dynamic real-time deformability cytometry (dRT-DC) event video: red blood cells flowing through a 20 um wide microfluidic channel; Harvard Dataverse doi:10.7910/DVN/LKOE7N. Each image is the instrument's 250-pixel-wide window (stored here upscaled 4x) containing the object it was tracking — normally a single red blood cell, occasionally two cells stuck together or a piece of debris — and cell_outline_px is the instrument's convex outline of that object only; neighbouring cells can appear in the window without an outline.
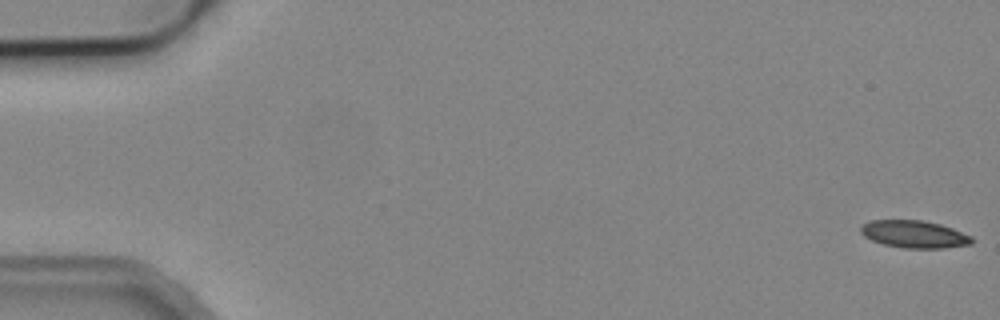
{"species": "common noctule bat (a hibernating species)", "species_latin": "Nyctalus noctula", "temperature_condition": "cold", "stored_images_in_passage": 9, "camera_frame_rate_fps": 3000, "um_per_image_px": 0.085, "animal": {"sex": "male", "body_mass_g": 19.2, "forearm_length_mm": 51.8}, "frame": {"image": 1, "passage_image": 1, "time_ms": 0.0, "image_size_px": [1000, 320], "cell_outline_px": [[972, 244], [944, 248], [904, 248], [884, 244], [872, 240], [864, 236], [860, 232], [860, 228], [864, 224], [872, 220], [920, 220], [940, 224], [952, 228], [972, 236]], "centroid_in_image_um": [77.72, 19.91], "position_along_channel_um": 7.3, "area_um2": 17.63}}
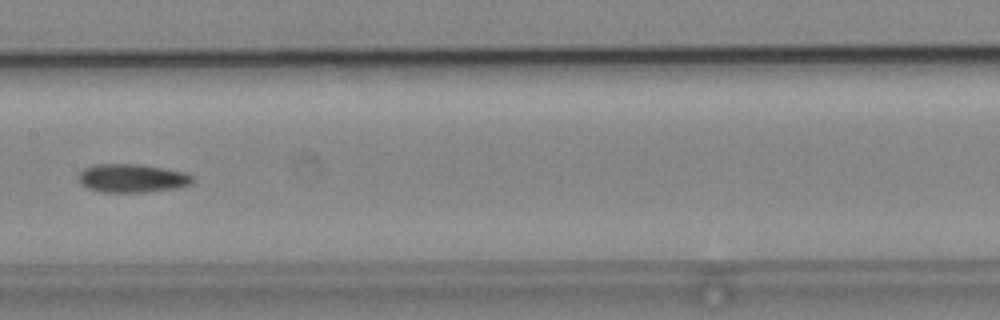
{"frame": {"image": 2, "passage_image": 8, "time_ms": 9.0, "image_size_px": [1000, 320], "cell_outline_px": [[192, 180], [188, 184], [176, 188], [144, 192], [100, 192], [88, 188], [80, 184], [80, 172], [84, 168], [96, 164], [132, 164], [160, 168], [184, 172], [192, 176]], "centroid_in_image_um": [11.17, 15.16], "position_along_channel_um": 196.2, "area_um2": 18.5}}
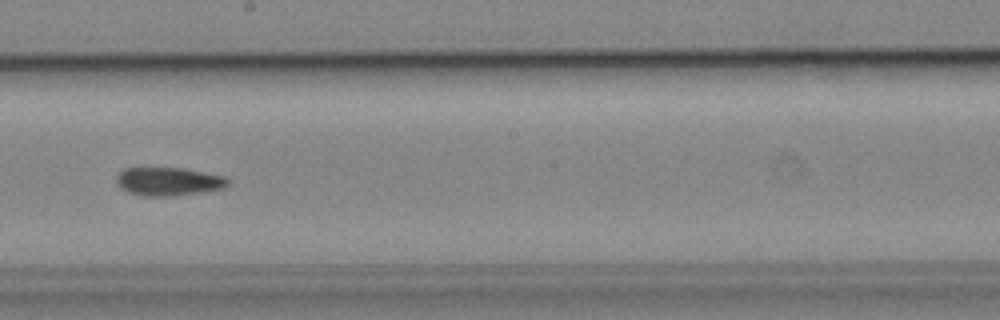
{"frame": {"image": 3, "passage_image": 9, "time_ms": 10.0, "image_size_px": [1000, 320], "cell_outline_px": [[228, 184], [224, 188], [200, 192], [168, 196], [144, 196], [128, 192], [120, 188], [116, 184], [116, 176], [124, 168], [184, 168], [224, 176], [228, 180]], "centroid_in_image_um": [14.28, 15.42], "position_along_channel_um": 233.9, "area_um2": 18.32}}